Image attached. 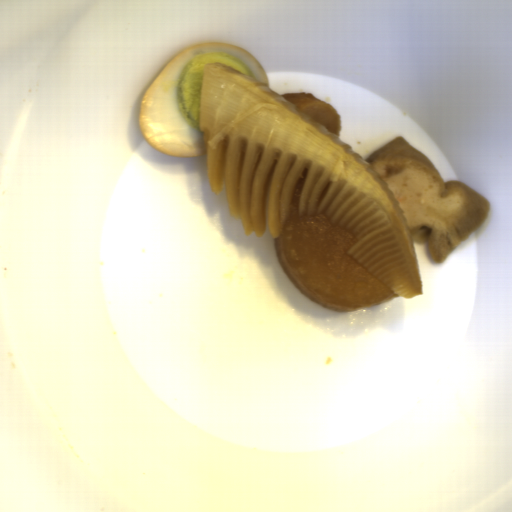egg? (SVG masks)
Instances as JSON below:
<instances>
[{
	"instance_id": "d2b9013d",
	"label": "egg",
	"mask_w": 512,
	"mask_h": 512,
	"mask_svg": "<svg viewBox=\"0 0 512 512\" xmlns=\"http://www.w3.org/2000/svg\"><path fill=\"white\" fill-rule=\"evenodd\" d=\"M208 62L225 64L269 86L261 62L241 46L218 41L191 44L166 64L141 96L139 132L159 152L186 158L206 154L199 103Z\"/></svg>"
}]
</instances>
